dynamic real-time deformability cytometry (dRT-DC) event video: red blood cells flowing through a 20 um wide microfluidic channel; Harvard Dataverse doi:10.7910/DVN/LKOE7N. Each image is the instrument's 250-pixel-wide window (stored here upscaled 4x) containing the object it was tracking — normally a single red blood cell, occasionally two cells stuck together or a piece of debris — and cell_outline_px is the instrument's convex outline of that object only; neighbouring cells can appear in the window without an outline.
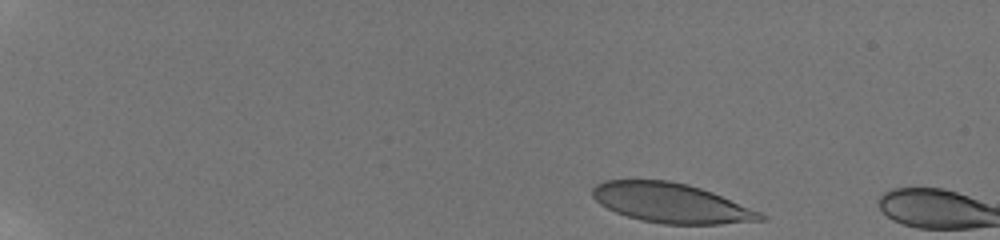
{"species": "human", "species_latin": "Homo sapiens", "temperature_condition": "room temperature", "stored_images_in_passage": 3, "camera_frame_rate_fps": 3000, "um_per_image_px": 0.085, "donor": {"sex": "male"}, "frame": {"image": 1, "passage_image": 1, "time_ms": 0.0, "image_size_px": [1000, 240], "cell_outline_px": [[768, 220], [720, 224], [664, 224], [640, 220], [616, 212], [600, 204], [592, 196], [592, 188], [596, 184], [604, 180], [668, 180], [688, 184], [712, 192], [760, 212]], "centroid_in_image_um": [57.03, 17.25], "position_along_channel_um": 28.0, "area_um2": 38.61}}